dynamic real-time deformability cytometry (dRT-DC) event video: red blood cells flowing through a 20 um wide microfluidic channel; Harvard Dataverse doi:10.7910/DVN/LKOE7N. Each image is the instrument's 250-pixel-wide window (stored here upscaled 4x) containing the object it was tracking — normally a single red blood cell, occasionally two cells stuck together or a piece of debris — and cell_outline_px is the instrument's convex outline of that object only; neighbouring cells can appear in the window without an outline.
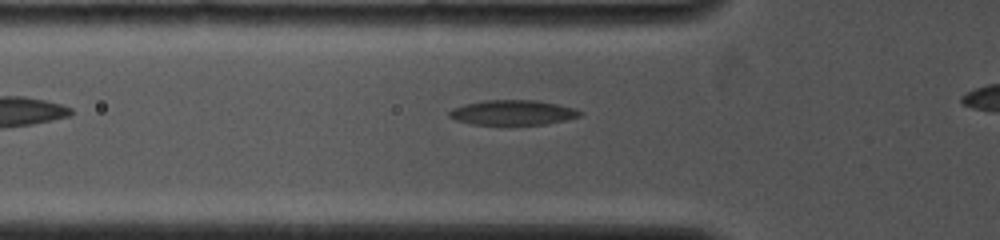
{"species": "common noctule bat (a hibernating species)", "species_latin": "Nyctalus noctula", "temperature_condition": "cold", "stored_images_in_passage": 37, "camera_frame_rate_fps": 4000, "um_per_image_px": 0.085, "animal": {"sex": "female", "body_mass_g": 19.0, "forearm_length_mm": 53.3}, "frame": {"image": 1, "passage_image": 2, "time_ms": 0.25, "image_size_px": [1000, 240], "cell_outline_px": [[584, 112], [580, 116], [548, 124], [504, 128], [472, 124], [456, 120], [448, 116], [448, 112], [452, 108], [464, 104], [484, 100], [536, 100], [576, 108]], "centroid_in_image_um": [43.56, 9.62], "position_along_channel_um": 82.2, "area_um2": 20.06}}
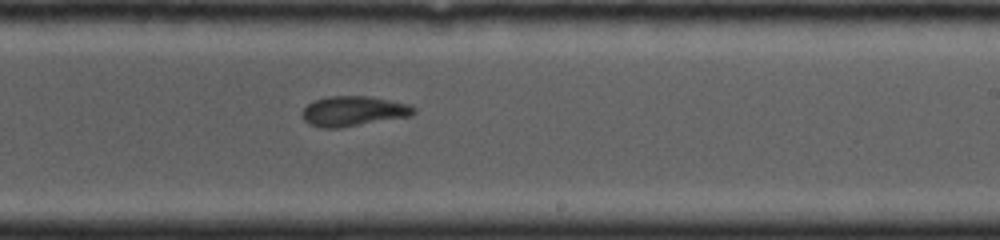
{"frame": {"image": 2, "passage_image": 19, "time_ms": 4.5, "image_size_px": [1000, 240], "cell_outline_px": [[416, 112], [408, 116], [340, 128], [320, 128], [308, 124], [300, 116], [304, 108], [312, 100], [328, 96], [372, 96], [412, 104], [416, 108]], "centroid_in_image_um": [30.02, 9.44], "position_along_channel_um": 259.0, "area_um2": 19.83}}
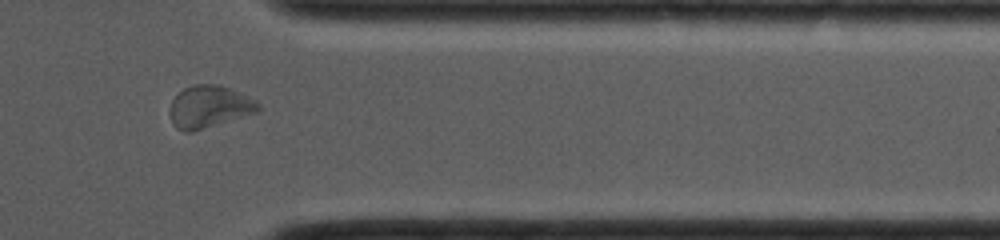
{"frame": {"image": 3, "passage_image": 32, "time_ms": 7.75, "image_size_px": [1000, 240], "cell_outline_px": [[260, 108], [256, 112], [192, 132], [184, 132], [176, 128], [172, 124], [168, 112], [172, 100], [184, 88], [196, 84], [220, 84], [256, 100], [260, 104]], "centroid_in_image_um": [17.74, 9.08], "position_along_channel_um": 393.7, "area_um2": 21.68}}